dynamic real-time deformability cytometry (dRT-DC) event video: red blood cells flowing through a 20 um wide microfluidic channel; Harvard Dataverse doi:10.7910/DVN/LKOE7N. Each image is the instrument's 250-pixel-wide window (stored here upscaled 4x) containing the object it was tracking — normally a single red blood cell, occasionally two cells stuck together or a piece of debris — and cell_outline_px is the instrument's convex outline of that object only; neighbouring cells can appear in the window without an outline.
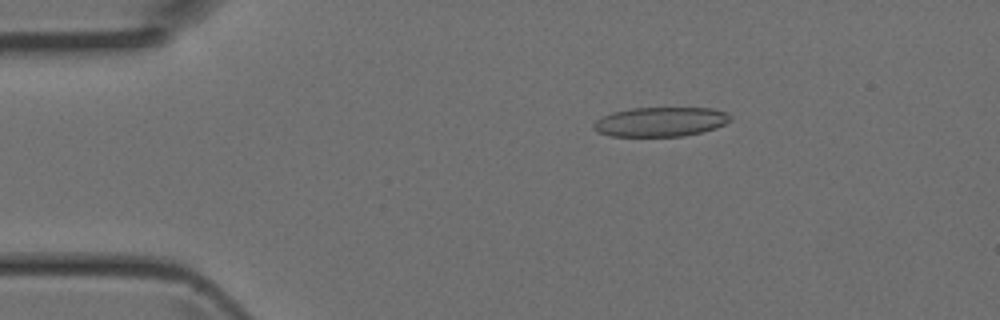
{"species": "Egyptian fruit bat (a non-hibernating species)", "species_latin": "Rousettus aegyptiacus", "temperature_condition": "room temperature", "stored_images_in_passage": 2, "camera_frame_rate_fps": 3000, "um_per_image_px": 0.085, "animal": {"sex": "female"}, "frame": {"image": 1, "passage_image": 1, "time_ms": 0.0, "image_size_px": [1000, 320], "cell_outline_px": [[732, 120], [716, 128], [684, 136], [608, 136], [596, 132], [592, 128], [592, 124], [596, 120], [612, 112], [632, 108], [712, 108], [728, 112], [732, 116]], "centroid_in_image_um": [56.14, 10.35], "position_along_channel_um": 28.9, "area_um2": 23.64}}